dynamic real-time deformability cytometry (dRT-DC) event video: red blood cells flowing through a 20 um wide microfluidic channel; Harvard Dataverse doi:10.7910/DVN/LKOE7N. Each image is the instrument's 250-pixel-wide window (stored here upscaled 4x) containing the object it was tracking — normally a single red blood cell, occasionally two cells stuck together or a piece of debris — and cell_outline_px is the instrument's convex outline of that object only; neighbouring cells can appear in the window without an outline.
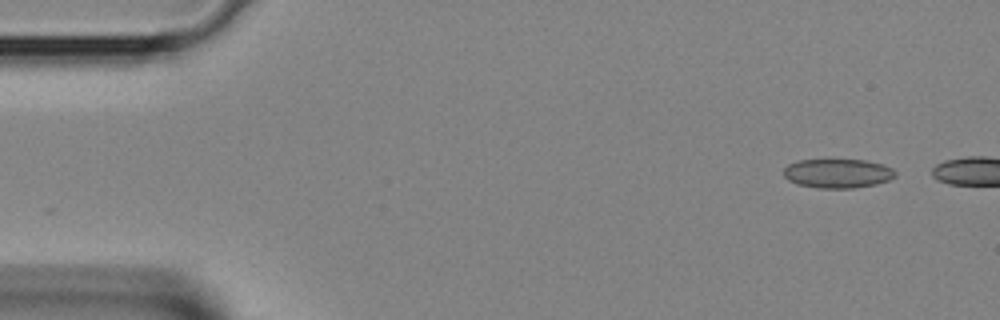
{"species": "Egyptian fruit bat (a non-hibernating species)", "species_latin": "Rousettus aegyptiacus", "temperature_condition": "room temperature", "stored_images_in_passage": 7, "camera_frame_rate_fps": 3000, "um_per_image_px": 0.085, "animal": {"sex": "female"}, "frame": {"image": 1, "passage_image": 1, "time_ms": 0.0, "image_size_px": [1000, 320], "cell_outline_px": [[896, 176], [888, 180], [876, 184], [852, 188], [816, 188], [796, 184], [788, 180], [784, 176], [784, 168], [788, 164], [796, 160], [864, 160], [884, 164], [892, 168], [896, 172]], "centroid_in_image_um": [71.19, 14.74], "position_along_channel_um": 13.8, "area_um2": 19.07}}